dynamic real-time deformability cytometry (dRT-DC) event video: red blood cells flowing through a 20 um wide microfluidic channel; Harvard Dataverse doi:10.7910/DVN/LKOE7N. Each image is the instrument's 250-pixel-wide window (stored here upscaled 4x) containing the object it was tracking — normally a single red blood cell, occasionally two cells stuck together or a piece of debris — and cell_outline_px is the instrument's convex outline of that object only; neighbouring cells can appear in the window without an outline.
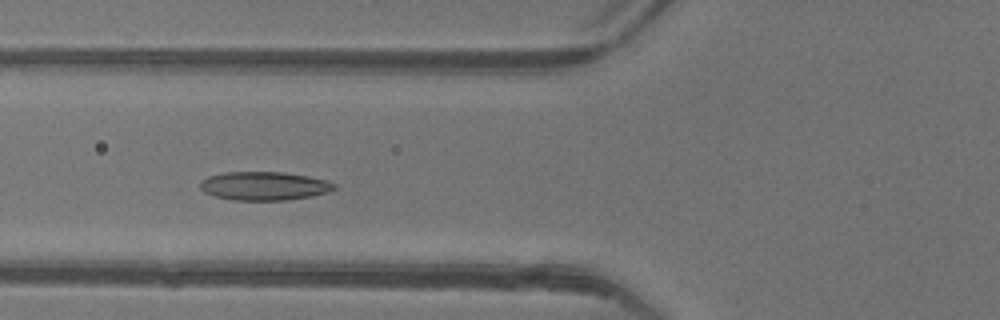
{"species": "common noctule bat (a hibernating species)", "species_latin": "Nyctalus noctula", "temperature_condition": "warm", "stored_images_in_passage": 45, "camera_frame_rate_fps": 3000, "um_per_image_px": 0.085, "animal": {"sex": "female"}, "frame": {"image": 1, "passage_image": 15, "time_ms": 4.667, "image_size_px": [1000, 320], "cell_outline_px": [[336, 188], [328, 192], [312, 196], [288, 200], [232, 200], [216, 196], [204, 192], [200, 188], [200, 180], [208, 176], [224, 172], [284, 172], [308, 176], [328, 180], [336, 184]], "centroid_in_image_um": [22.46, 15.8], "position_along_channel_um": 103.3, "area_um2": 22.48}}
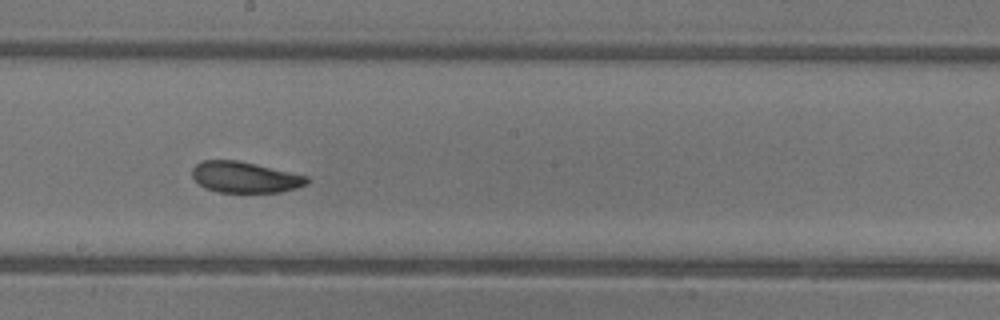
{"frame": {"image": 2, "passage_image": 24, "time_ms": 7.667, "image_size_px": [1000, 320], "cell_outline_px": [[308, 184], [296, 188], [280, 192], [216, 192], [204, 188], [192, 176], [192, 168], [196, 164], [204, 160], [240, 160], [308, 176]], "centroid_in_image_um": [20.81, 15.06], "position_along_channel_um": 227.4, "area_um2": 20.81}}
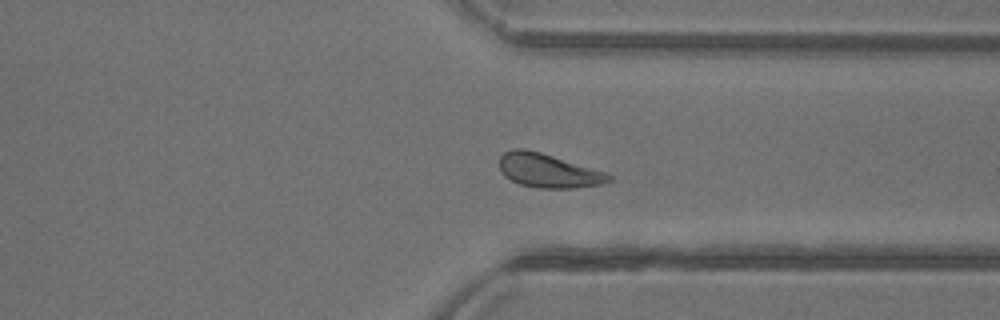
{"frame": {"image": 3, "passage_image": 34, "time_ms": 11.0, "image_size_px": [1000, 320], "cell_outline_px": [[612, 180], [600, 184], [576, 188], [536, 188], [520, 184], [504, 176], [500, 168], [500, 156], [504, 152], [512, 148], [524, 148], [540, 152], [604, 172], [612, 176]], "centroid_in_image_um": [46.56, 14.51], "position_along_channel_um": 364.8, "area_um2": 21.39}, "authors_computed_cell_mechanics": {"area_um2": 22.0218, "velocity_mm_per_s": 4.1296, "shape_relaxation_time_tau1_ms": 4.7334, "shape_relaxation_time_tau2_ms": 2.7733, "deformation_change_tau1": 0.1303, "deformation_change_tau2": 0.0937}}